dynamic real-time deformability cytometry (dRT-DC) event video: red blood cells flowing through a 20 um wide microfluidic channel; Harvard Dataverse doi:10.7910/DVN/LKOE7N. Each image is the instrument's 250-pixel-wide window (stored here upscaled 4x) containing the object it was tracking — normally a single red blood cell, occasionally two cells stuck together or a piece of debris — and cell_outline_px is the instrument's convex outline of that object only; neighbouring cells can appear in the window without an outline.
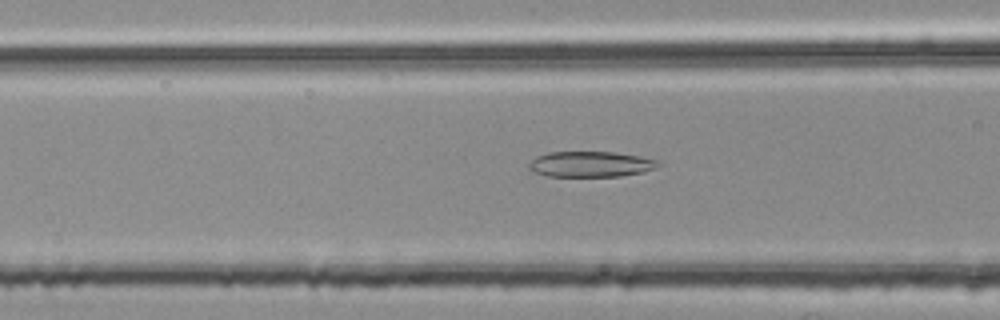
{"species": "common noctule bat (a hibernating species)", "species_latin": "Nyctalus noctula", "temperature_condition": "room temperature", "stored_images_in_passage": 47, "camera_frame_rate_fps": 3000, "um_per_image_px": 0.085, "animal": {"sex": "female", "body_mass_g": 25.1}, "frame": {"image": 1, "passage_image": 20, "time_ms": 6.333, "image_size_px": [1000, 320], "cell_outline_px": [[664, 164], [656, 168], [644, 172], [620, 176], [548, 176], [532, 172], [528, 168], [528, 164], [536, 156], [548, 152], [616, 152], [640, 156], [660, 160]], "centroid_in_image_um": [50.25, 13.95], "position_along_channel_um": 116.3, "area_um2": 19.59}}
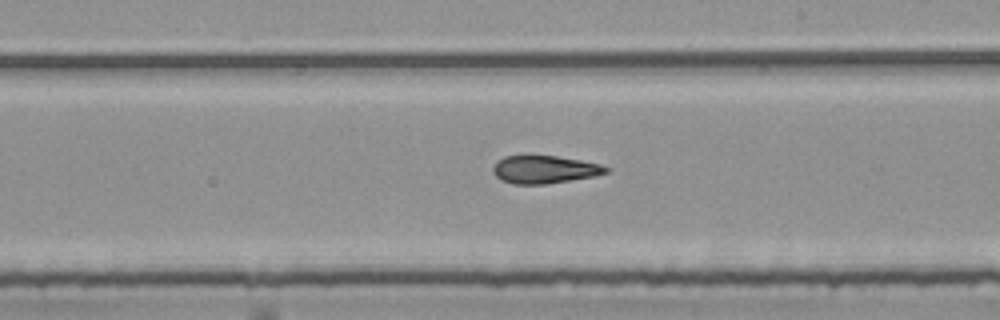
{"frame": {"image": 2, "passage_image": 30, "time_ms": 9.667, "image_size_px": [1000, 320], "cell_outline_px": [[612, 168], [608, 172], [596, 176], [544, 184], [512, 184], [500, 180], [492, 172], [492, 168], [496, 160], [504, 156], [528, 152], [556, 156], [580, 160], [600, 164]], "centroid_in_image_um": [46.22, 14.36], "position_along_channel_um": 242.8, "area_um2": 19.19}}
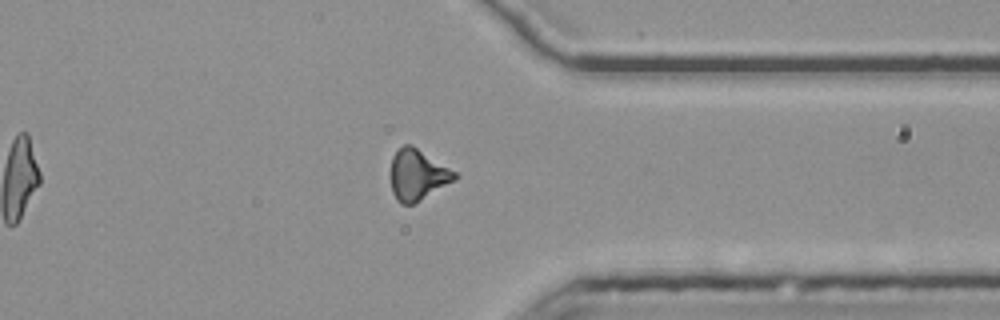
{"frame": {"image": 3, "passage_image": 41, "time_ms": 13.333, "image_size_px": [1000, 320], "cell_outline_px": [[460, 176], [456, 180], [420, 200], [412, 204], [400, 204], [396, 200], [392, 192], [392, 156], [404, 144], [412, 144], [456, 172]], "centroid_in_image_um": [35.52, 14.86], "position_along_channel_um": 375.9, "area_um2": 18.84}, "authors_computed_cell_mechanics": {"area_um2": 19.1896, "velocity_mm_per_s": 3.7848, "shape_relaxation_time_tau1_ms": null, "shape_relaxation_time_tau2_ms": 3.1786, "deformation_change_tau1": null, "deformation_change_tau2": 0.138}}